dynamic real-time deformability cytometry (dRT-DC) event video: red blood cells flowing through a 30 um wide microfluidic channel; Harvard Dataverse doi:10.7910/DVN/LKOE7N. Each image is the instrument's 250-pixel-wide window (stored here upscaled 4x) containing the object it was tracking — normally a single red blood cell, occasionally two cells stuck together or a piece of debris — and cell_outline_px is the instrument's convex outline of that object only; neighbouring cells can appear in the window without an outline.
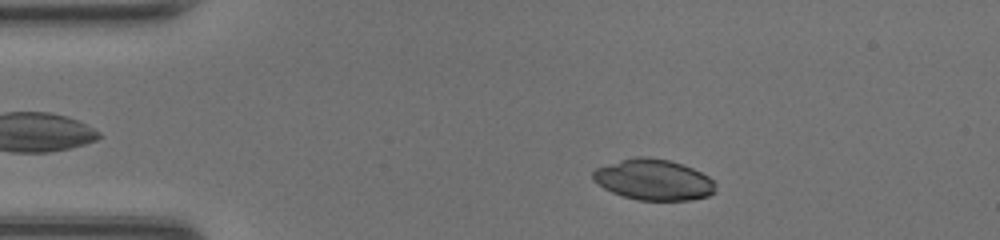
{"species": "common noctule bat (a hibernating species)", "species_latin": "Nyctalus noctula", "temperature_condition": "room temperature", "stored_images_in_passage": 44, "camera_frame_rate_fps": 3000, "um_per_image_px": 0.085, "animal": {"sex": "female", "body_mass_g": 20.0, "forearm_length_mm": 54.0}, "frame": {"image": 1, "passage_image": 5, "time_ms": 1.333, "image_size_px": [1000, 240], "cell_outline_px": [[716, 192], [708, 196], [692, 200], [636, 200], [612, 192], [604, 188], [592, 180], [592, 172], [596, 168], [620, 160], [636, 156], [648, 156], [668, 160], [692, 168], [708, 176], [716, 184]], "centroid_in_image_um": [55.55, 15.28], "position_along_channel_um": 29.4, "area_um2": 29.25}}
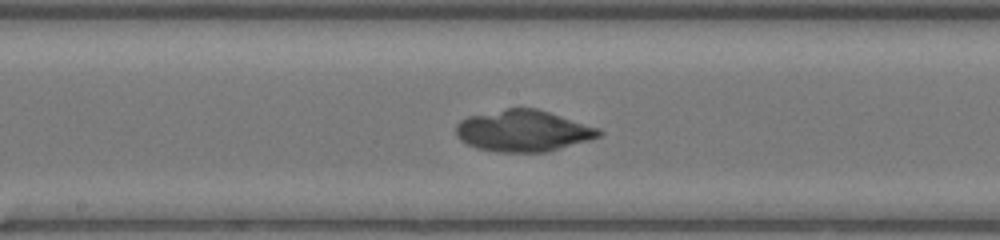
{"frame": {"image": 2, "passage_image": 21, "time_ms": 6.667, "image_size_px": [1000, 240], "cell_outline_px": [[604, 132], [600, 136], [588, 140], [548, 152], [496, 152], [476, 148], [460, 140], [456, 136], [456, 124], [460, 120], [468, 116], [508, 108], [536, 108], [600, 128]], "centroid_in_image_um": [44.46, 11.13], "position_along_channel_um": 203.7, "area_um2": 34.56}}
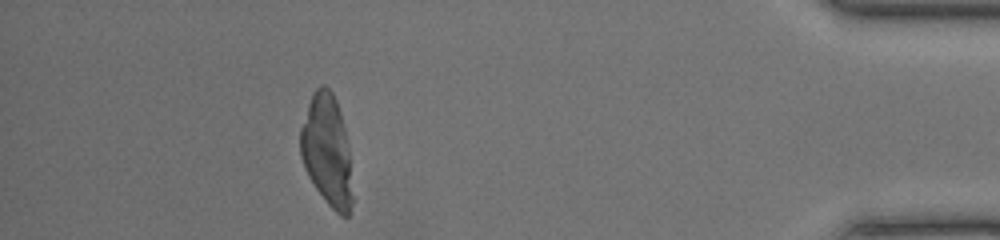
{"frame": {"image": 3, "passage_image": 39, "time_ms": 12.667, "image_size_px": [1000, 240], "cell_outline_px": [[352, 204], [348, 216], [340, 216], [328, 204], [316, 188], [308, 176], [304, 168], [300, 156], [300, 128], [312, 92], [320, 84], [324, 84], [332, 92], [336, 100], [340, 112], [348, 144], [352, 196]], "centroid_in_image_um": [27.77, 12.78], "position_along_channel_um": 407.4, "area_um2": 33.64}}